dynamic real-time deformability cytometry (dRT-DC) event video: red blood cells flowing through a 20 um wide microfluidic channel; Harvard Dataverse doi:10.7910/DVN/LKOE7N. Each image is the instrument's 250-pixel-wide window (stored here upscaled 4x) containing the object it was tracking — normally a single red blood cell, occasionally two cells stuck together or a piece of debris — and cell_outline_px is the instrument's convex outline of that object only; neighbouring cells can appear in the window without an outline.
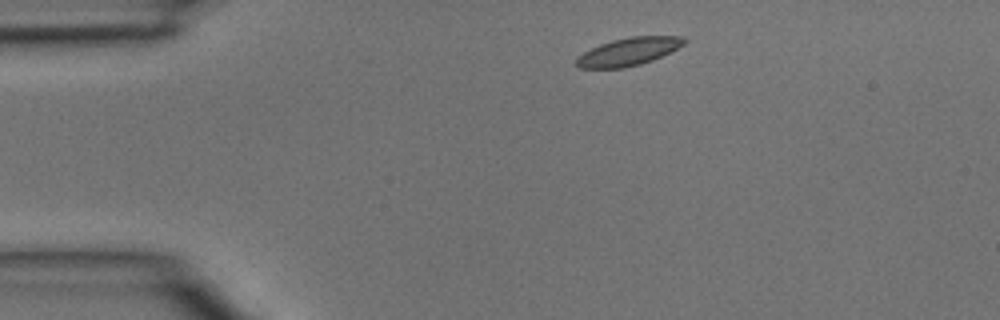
{"species": "common noctule bat (a hibernating species)", "species_latin": "Nyctalus noctula", "temperature_condition": "room temperature", "stored_images_in_passage": 2, "camera_frame_rate_fps": 3000, "um_per_image_px": 0.085, "animal": {"sex": "male", "body_mass_g": 15.6}, "frame": {"image": 1, "passage_image": 1, "time_ms": 0.0, "image_size_px": [1000, 320], "cell_outline_px": [[688, 40], [684, 44], [652, 60], [640, 64], [624, 68], [580, 68], [576, 64], [576, 56], [600, 44], [612, 40], [632, 36], [680, 36]], "centroid_in_image_um": [53.39, 4.39], "position_along_channel_um": 31.6, "area_um2": 17.28}}